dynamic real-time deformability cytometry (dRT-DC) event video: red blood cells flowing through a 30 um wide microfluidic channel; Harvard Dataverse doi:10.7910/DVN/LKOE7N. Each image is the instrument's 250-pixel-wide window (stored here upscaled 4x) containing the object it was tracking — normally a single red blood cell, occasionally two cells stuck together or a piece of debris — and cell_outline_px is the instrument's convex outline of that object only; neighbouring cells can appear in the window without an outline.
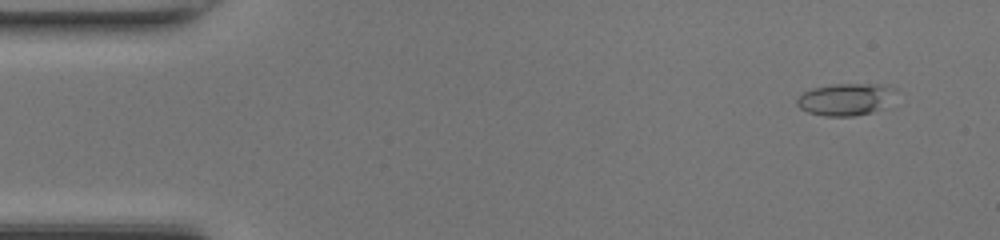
{"species": "common noctule bat (a hibernating species)", "species_latin": "Nyctalus noctula", "temperature_condition": "room temperature", "stored_images_in_passage": 49, "camera_frame_rate_fps": 3000, "um_per_image_px": 0.085, "animal": {"sex": "female", "body_mass_g": 17.0, "forearm_length_mm": 48.0}, "frame": {"image": 1, "passage_image": 4, "time_ms": 1.0, "image_size_px": [1000, 240], "cell_outline_px": [[896, 88], [872, 112], [852, 116], [824, 116], [808, 112], [800, 108], [796, 104], [796, 100], [804, 92], [812, 88], [832, 84], [880, 84]], "centroid_in_image_um": [71.72, 8.43], "position_along_channel_um": 13.3, "area_um2": 17.63}}
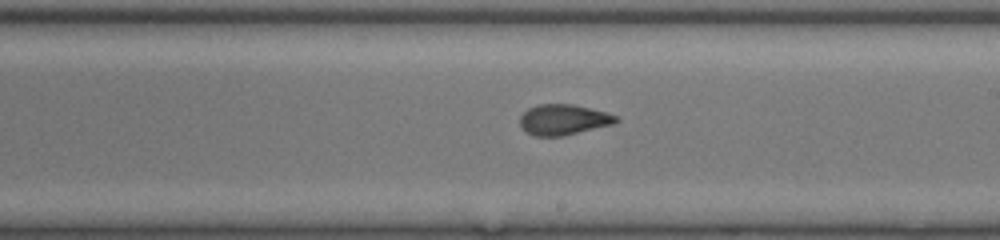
{"frame": {"image": 2, "passage_image": 28, "time_ms": 9.0, "image_size_px": [1000, 240], "cell_outline_px": [[620, 120], [612, 124], [564, 136], [532, 136], [524, 132], [520, 124], [520, 116], [528, 108], [540, 104], [572, 104], [604, 112], [616, 116]], "centroid_in_image_um": [47.84, 10.18], "position_along_channel_um": 241.2, "area_um2": 17.05}}
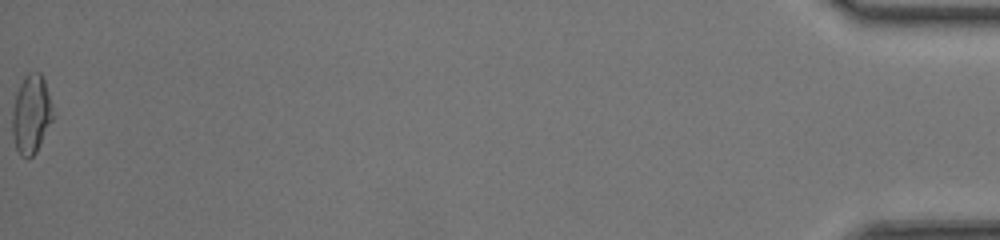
{"frame": {"image": 3, "passage_image": 49, "time_ms": 16.0, "image_size_px": [1000, 240], "cell_outline_px": [[52, 120], [36, 152], [32, 156], [20, 156], [16, 148], [12, 136], [12, 108], [16, 92], [24, 76], [28, 72], [40, 72], [44, 80], [52, 104]], "centroid_in_image_um": [2.63, 9.69], "position_along_channel_um": 432.6, "area_um2": 18.55}, "authors_computed_cell_mechanics": {"area_um2": 17.3978, "velocity_mm_per_s": 4.3238, "shape_relaxation_time_tau1_ms": 8.417, "shape_relaxation_time_tau2_ms": 1.4724, "deformation_change_tau1": 0.2128, "deformation_change_tau2": 0.0809}}